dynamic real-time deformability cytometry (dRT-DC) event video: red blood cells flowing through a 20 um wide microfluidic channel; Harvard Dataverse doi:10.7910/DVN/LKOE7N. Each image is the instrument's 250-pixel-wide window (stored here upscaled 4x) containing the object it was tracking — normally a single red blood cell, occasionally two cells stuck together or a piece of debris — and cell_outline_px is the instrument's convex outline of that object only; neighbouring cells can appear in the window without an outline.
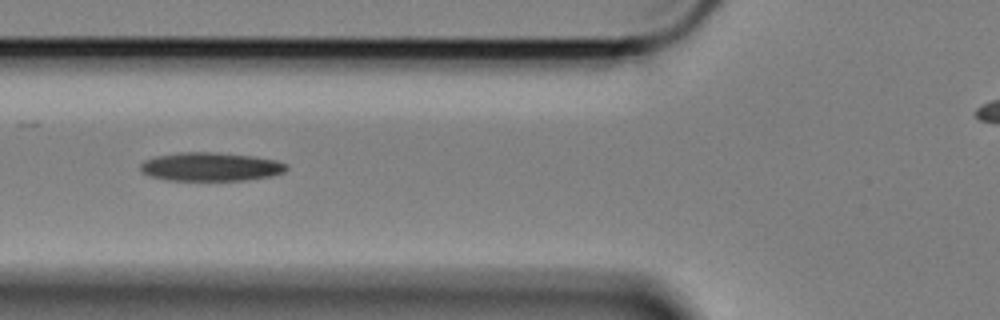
{"species": "Egyptian fruit bat (a non-hibernating species)", "species_latin": "Rousettus aegyptiacus", "temperature_condition": "cold", "stored_images_in_passage": 19, "camera_frame_rate_fps": 3000, "um_per_image_px": 0.085, "animal": {"sex": "female"}, "frame": {"image": 1, "passage_image": 9, "time_ms": 2.667, "image_size_px": [1000, 320], "cell_outline_px": [[288, 168], [284, 172], [272, 176], [248, 180], [164, 180], [148, 176], [140, 172], [140, 164], [144, 160], [160, 156], [184, 152], [212, 152], [252, 156], [276, 160], [288, 164]], "centroid_in_image_um": [17.91, 14.19], "position_along_channel_um": 107.9, "area_um2": 24.39}}